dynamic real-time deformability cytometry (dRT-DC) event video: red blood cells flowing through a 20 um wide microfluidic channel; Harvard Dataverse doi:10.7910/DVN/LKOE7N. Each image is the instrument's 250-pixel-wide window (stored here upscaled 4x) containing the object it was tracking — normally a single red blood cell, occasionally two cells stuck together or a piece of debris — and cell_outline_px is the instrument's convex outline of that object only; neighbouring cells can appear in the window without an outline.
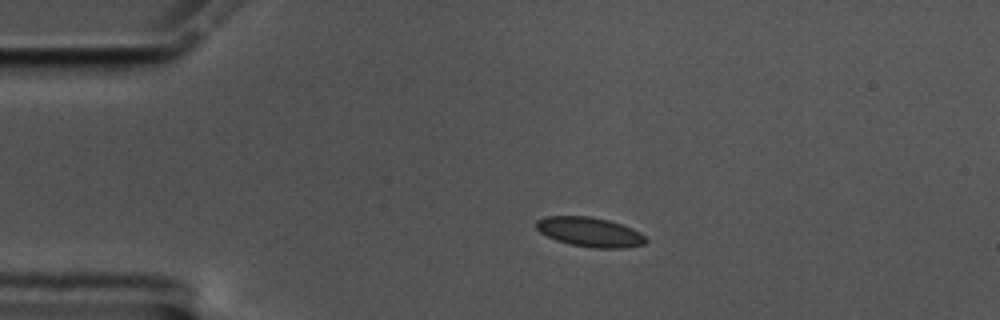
{"species": "common noctule bat (a hibernating species)", "species_latin": "Nyctalus noctula", "temperature_condition": "cold", "stored_images_in_passage": 46, "camera_frame_rate_fps": 3000, "um_per_image_px": 0.085, "animal": {"sex": "male", "body_mass_g": 17.5, "forearm_length_mm": 52.3}, "frame": {"image": 1, "passage_image": 1, "time_ms": 0.0, "image_size_px": [1000, 320], "cell_outline_px": [[648, 240], [644, 244], [624, 248], [592, 248], [568, 244], [556, 240], [540, 232], [536, 228], [536, 220], [544, 216], [592, 216], [608, 220], [632, 228], [640, 232]], "centroid_in_image_um": [50.12, 19.72], "position_along_channel_um": 34.9, "area_um2": 18.96}}
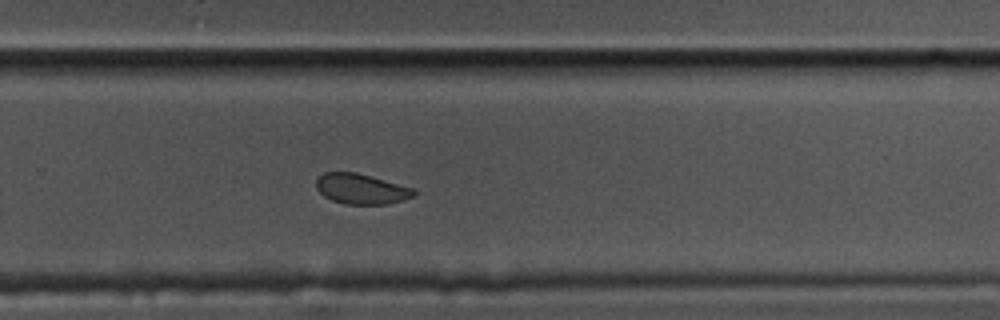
{"frame": {"image": 2, "passage_image": 27, "time_ms": 8.667, "image_size_px": [1000, 320], "cell_outline_px": [[416, 192], [412, 196], [388, 204], [344, 204], [332, 200], [324, 196], [316, 188], [316, 180], [324, 172], [356, 172], [372, 176], [416, 188]], "centroid_in_image_um": [30.71, 16.05], "position_along_channel_um": 299.1, "area_um2": 17.28}}
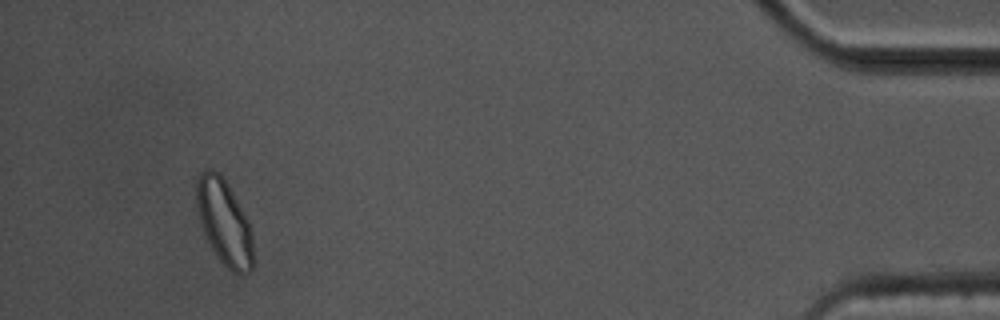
{"frame": {"image": 3, "passage_image": 43, "time_ms": 14.0, "image_size_px": [1000, 320], "cell_outline_px": [[252, 272], [240, 276], [232, 272], [220, 260], [212, 248], [204, 232], [200, 220], [196, 204], [196, 180], [200, 172], [204, 168], [212, 168], [228, 184], [244, 212], [248, 220], [252, 232]], "centroid_in_image_um": [19.06, 18.89], "position_along_channel_um": 416.1, "area_um2": 28.15}, "authors_computed_cell_mechanics": {"area_um2": 18.496, "velocity_mm_per_s": 3.4939, "shape_relaxation_time_tau1_ms": 3.3106, "shape_relaxation_time_tau2_ms": 1.98, "deformation_change_tau1": 0.069, "deformation_change_tau2": 0.0413}}